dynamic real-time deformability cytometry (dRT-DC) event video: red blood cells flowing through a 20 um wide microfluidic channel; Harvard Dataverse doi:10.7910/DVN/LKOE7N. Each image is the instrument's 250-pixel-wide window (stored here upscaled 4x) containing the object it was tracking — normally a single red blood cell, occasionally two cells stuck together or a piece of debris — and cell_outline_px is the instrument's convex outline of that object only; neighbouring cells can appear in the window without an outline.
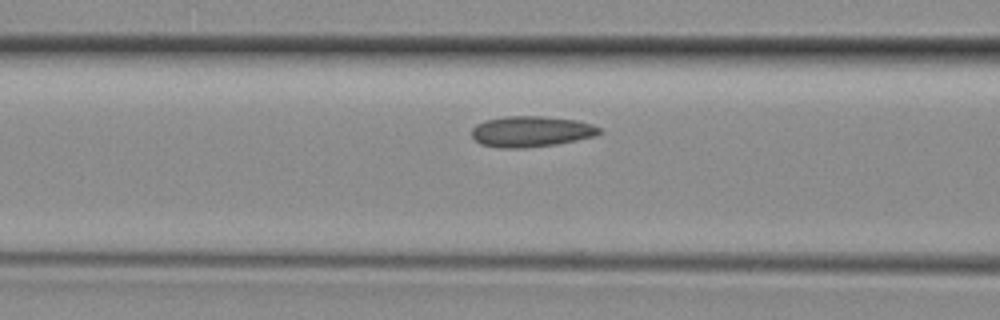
{"species": "common noctule bat (a hibernating species)", "species_latin": "Nyctalus noctula", "temperature_condition": "room temperature", "stored_images_in_passage": 5, "camera_frame_rate_fps": 3000, "um_per_image_px": 0.085, "animal": {"sex": "female", "body_mass_g": 29.2, "forearm_length_mm": 56.3}, "frame": {"image": 1, "passage_image": 4, "time_ms": 1.0, "image_size_px": [1000, 320], "cell_outline_px": [[604, 132], [596, 136], [556, 144], [524, 148], [500, 148], [480, 144], [472, 136], [472, 128], [476, 124], [484, 120], [504, 116], [544, 116], [576, 120], [592, 124], [600, 128]], "centroid_in_image_um": [45.15, 11.17], "position_along_channel_um": 121.4, "area_um2": 23.12}}